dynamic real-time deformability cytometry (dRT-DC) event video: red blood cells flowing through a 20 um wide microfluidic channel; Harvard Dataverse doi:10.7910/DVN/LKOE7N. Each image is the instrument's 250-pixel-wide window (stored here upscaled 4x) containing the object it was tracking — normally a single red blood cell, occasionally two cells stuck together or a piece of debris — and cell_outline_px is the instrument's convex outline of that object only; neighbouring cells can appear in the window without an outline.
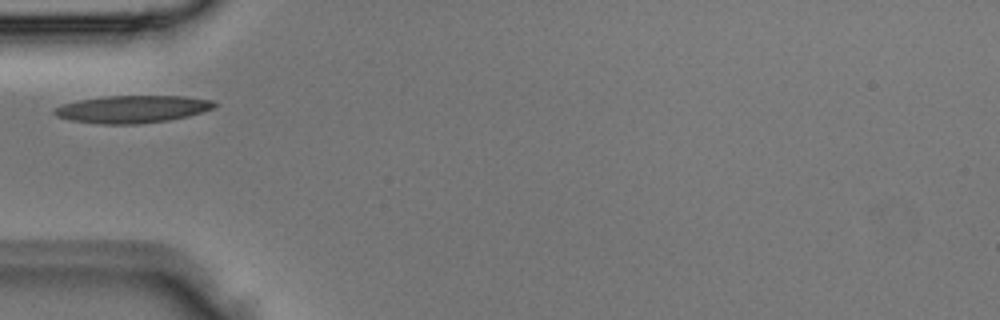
{"species": "Egyptian fruit bat (a non-hibernating species)", "species_latin": "Rousettus aegyptiacus", "temperature_condition": "room temperature", "stored_images_in_passage": 2, "camera_frame_rate_fps": 3000, "um_per_image_px": 0.085, "animal": {"sex": "male"}, "frame": {"image": 1, "passage_image": 2, "time_ms": 0.333, "image_size_px": [1000, 320], "cell_outline_px": [[216, 104], [212, 108], [188, 116], [168, 120], [140, 124], [100, 124], [72, 120], [56, 116], [52, 112], [56, 108], [64, 104], [80, 100], [104, 96], [188, 96], [212, 100]], "centroid_in_image_um": [11.25, 9.28], "position_along_channel_um": 73.7, "area_um2": 25.37}}